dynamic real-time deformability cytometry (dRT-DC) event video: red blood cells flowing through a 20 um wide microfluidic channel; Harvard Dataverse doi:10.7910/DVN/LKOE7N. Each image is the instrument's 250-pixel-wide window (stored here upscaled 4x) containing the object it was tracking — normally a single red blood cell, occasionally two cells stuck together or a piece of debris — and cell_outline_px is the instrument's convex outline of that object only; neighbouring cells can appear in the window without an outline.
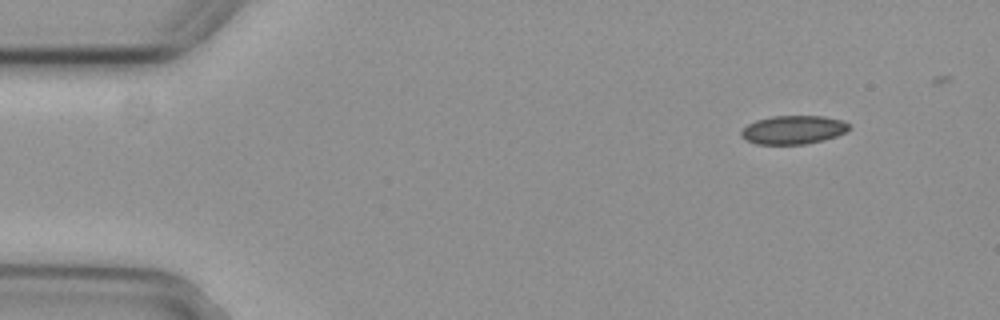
{"species": "common noctule bat (a hibernating species)", "species_latin": "Nyctalus noctula", "temperature_condition": "cold", "stored_images_in_passage": 4, "camera_frame_rate_fps": 3000, "um_per_image_px": 0.085, "animal": {"sex": "female", "body_mass_g": 29.2, "forearm_length_mm": 56.3}, "frame": {"image": 1, "passage_image": 1, "time_ms": 0.0, "image_size_px": [1000, 320], "cell_outline_px": [[848, 128], [844, 132], [836, 136], [824, 140], [804, 144], [756, 144], [744, 140], [740, 136], [740, 132], [748, 124], [756, 120], [772, 116], [824, 116], [844, 120], [848, 124]], "centroid_in_image_um": [67.39, 11.03], "position_along_channel_um": 17.6, "area_um2": 17.98}}
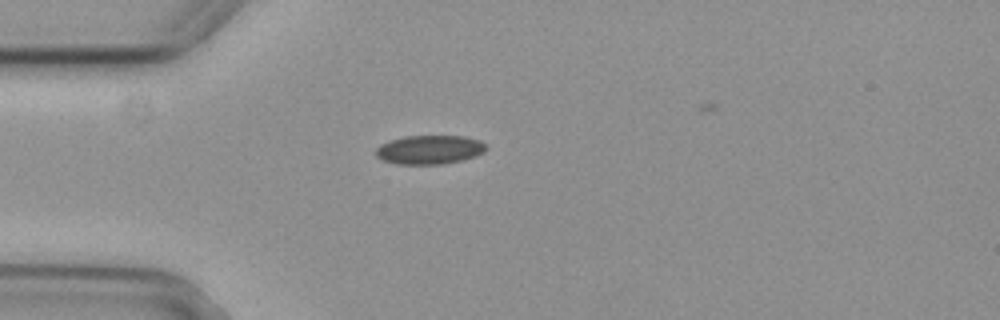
{"frame": {"image": 2, "passage_image": 3, "time_ms": 0.667, "image_size_px": [1000, 320], "cell_outline_px": [[488, 148], [484, 152], [476, 156], [444, 164], [400, 164], [384, 160], [376, 156], [376, 148], [380, 144], [388, 140], [404, 136], [464, 136], [480, 140]], "centroid_in_image_um": [36.51, 12.71], "position_along_channel_um": 48.5, "area_um2": 18.61}}